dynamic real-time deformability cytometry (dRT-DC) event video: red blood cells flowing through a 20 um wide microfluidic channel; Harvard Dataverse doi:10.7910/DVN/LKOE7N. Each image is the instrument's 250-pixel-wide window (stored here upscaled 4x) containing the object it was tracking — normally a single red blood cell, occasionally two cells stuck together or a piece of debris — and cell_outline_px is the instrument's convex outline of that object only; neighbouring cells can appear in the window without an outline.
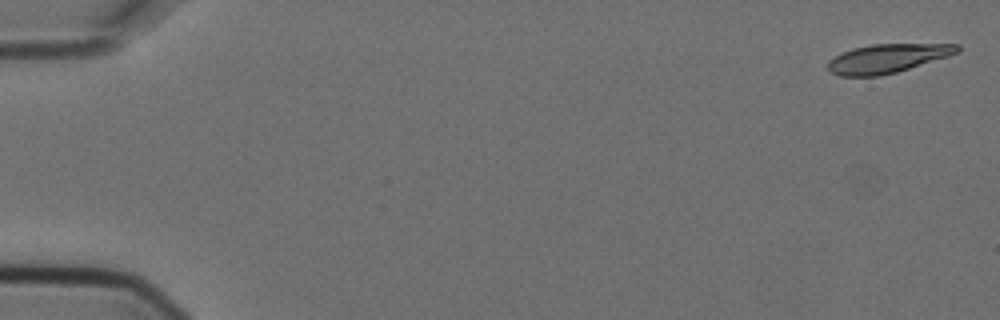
{"species": "Egyptian fruit bat (a non-hibernating species)", "species_latin": "Rousettus aegyptiacus", "temperature_condition": "cold", "stored_images_in_passage": 6, "camera_frame_rate_fps": 3000, "um_per_image_px": 0.085, "animal": {"sex": "female"}, "frame": {"image": 1, "passage_image": 1, "time_ms": 0.0, "image_size_px": [1000, 320], "cell_outline_px": [[960, 52], [948, 56], [896, 72], [880, 76], [840, 76], [828, 72], [828, 60], [852, 48], [872, 44], [960, 44]], "centroid_in_image_um": [75.41, 4.97], "position_along_channel_um": 9.6, "area_um2": 21.68}}
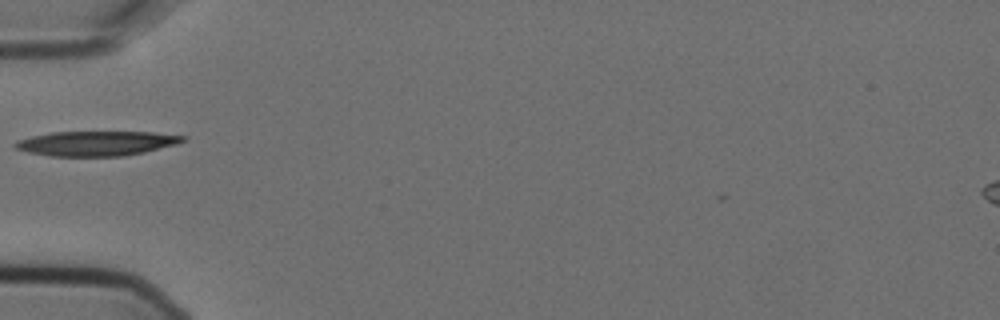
{"frame": {"image": 2, "passage_image": 5, "time_ms": 1.333, "image_size_px": [1000, 320], "cell_outline_px": [[188, 140], [176, 144], [144, 152], [124, 156], [48, 156], [28, 152], [16, 148], [12, 144], [16, 140], [32, 136], [52, 132], [152, 132], [188, 136]], "centroid_in_image_um": [8.2, 12.18], "position_along_channel_um": 76.8, "area_um2": 24.28}}
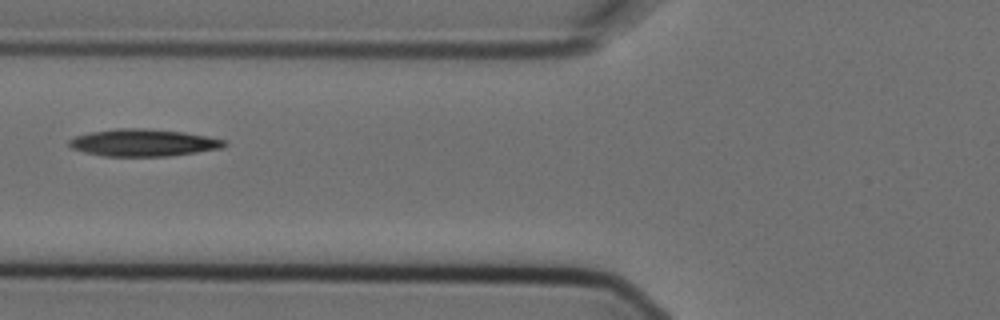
{"frame": {"image": 3, "passage_image": 6, "time_ms": 1.667, "image_size_px": [1000, 320], "cell_outline_px": [[228, 144], [224, 148], [168, 156], [104, 156], [84, 152], [72, 148], [68, 144], [68, 140], [76, 136], [92, 132], [116, 128], [144, 128], [184, 132], [208, 136], [228, 140]], "centroid_in_image_um": [12.23, 12.12], "position_along_channel_um": 113.6, "area_um2": 24.68}}